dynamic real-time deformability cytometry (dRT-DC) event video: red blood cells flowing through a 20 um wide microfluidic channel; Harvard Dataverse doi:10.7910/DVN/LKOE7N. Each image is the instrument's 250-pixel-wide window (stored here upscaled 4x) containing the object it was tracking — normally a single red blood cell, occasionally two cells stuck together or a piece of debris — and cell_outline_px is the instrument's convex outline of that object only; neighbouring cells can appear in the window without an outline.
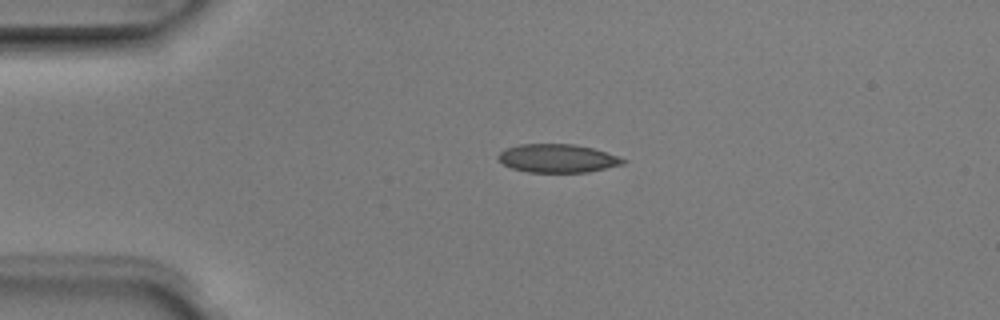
{"species": "Egyptian fruit bat (a non-hibernating species)", "species_latin": "Rousettus aegyptiacus", "temperature_condition": "room temperature", "stored_images_in_passage": 2, "camera_frame_rate_fps": 3000, "um_per_image_px": 0.085, "animal": {"sex": "male"}, "frame": {"image": 1, "passage_image": 1, "time_ms": 0.0, "image_size_px": [1000, 320], "cell_outline_px": [[628, 160], [624, 164], [588, 172], [528, 172], [512, 168], [504, 164], [496, 156], [504, 148], [520, 144], [572, 144], [592, 148]], "centroid_in_image_um": [47.36, 13.46], "position_along_channel_um": 37.6, "area_um2": 20.52}}